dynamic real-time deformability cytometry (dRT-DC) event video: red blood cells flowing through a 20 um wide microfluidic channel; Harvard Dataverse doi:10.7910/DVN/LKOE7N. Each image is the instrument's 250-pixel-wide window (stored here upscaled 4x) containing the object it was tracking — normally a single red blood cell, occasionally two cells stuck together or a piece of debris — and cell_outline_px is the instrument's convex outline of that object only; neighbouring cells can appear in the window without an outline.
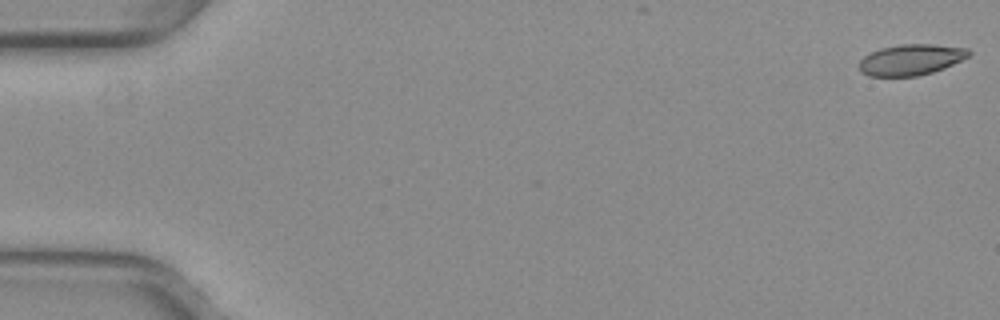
{"species": "common noctule bat (a hibernating species)", "species_latin": "Nyctalus noctula", "temperature_condition": "warm", "stored_images_in_passage": 10, "camera_frame_rate_fps": 3000, "um_per_image_px": 0.085, "animal": {"sex": "female", "body_mass_g": 29.2, "forearm_length_mm": 56.3}, "frame": {"image": 1, "passage_image": 1, "time_ms": 0.0, "image_size_px": [1000, 320], "cell_outline_px": [[972, 52], [968, 56], [944, 68], [932, 72], [916, 76], [868, 76], [860, 72], [860, 60], [864, 56], [880, 48], [900, 44], [932, 44], [968, 48]], "centroid_in_image_um": [77.42, 5.07], "position_along_channel_um": 7.6, "area_um2": 19.65}}